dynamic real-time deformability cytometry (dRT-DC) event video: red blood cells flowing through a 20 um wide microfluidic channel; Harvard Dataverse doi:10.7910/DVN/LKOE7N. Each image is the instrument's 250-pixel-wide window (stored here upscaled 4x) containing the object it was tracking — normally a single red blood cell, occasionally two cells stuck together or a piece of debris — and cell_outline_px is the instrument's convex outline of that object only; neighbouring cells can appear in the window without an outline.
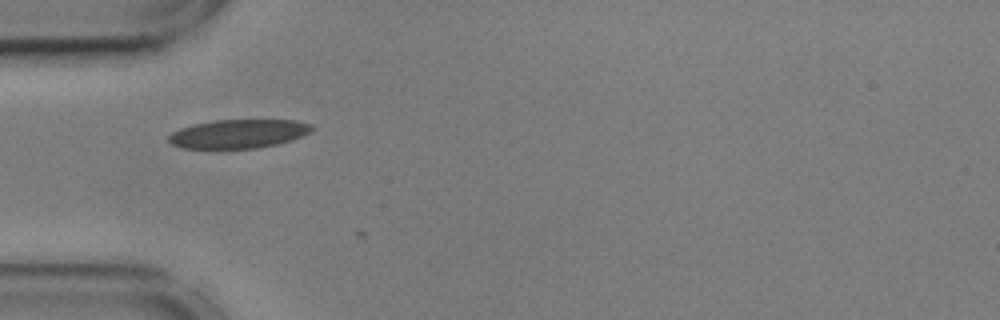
{"species": "common noctule bat (a hibernating species)", "species_latin": "Nyctalus noctula", "temperature_condition": "cold", "stored_images_in_passage": 17, "camera_frame_rate_fps": 3000, "um_per_image_px": 0.085, "animal": {"sex": "male", "body_mass_g": 17.9, "forearm_length_mm": 54.2}, "frame": {"image": 1, "passage_image": 1, "time_ms": 0.0, "image_size_px": [1000, 320], "cell_outline_px": [[316, 128], [312, 132], [292, 140], [276, 144], [256, 148], [184, 148], [172, 144], [168, 140], [168, 136], [172, 132], [180, 128], [192, 124], [212, 120], [296, 120], [312, 124]], "centroid_in_image_um": [20.31, 11.36], "position_along_channel_um": 64.7, "area_um2": 24.16}}
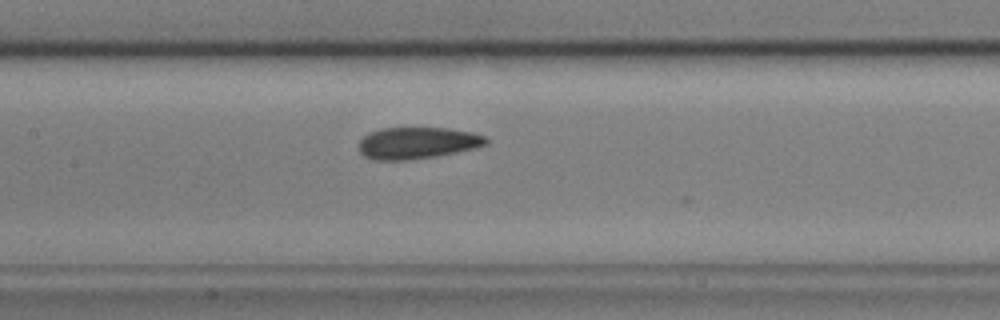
{"frame": {"image": 2, "passage_image": 10, "time_ms": 3.0, "image_size_px": [1000, 320], "cell_outline_px": [[488, 144], [456, 152], [408, 160], [372, 160], [364, 156], [360, 152], [360, 140], [364, 136], [380, 128], [448, 128], [472, 132], [484, 136], [488, 140]], "centroid_in_image_um": [35.46, 12.15], "position_along_channel_um": 171.9, "area_um2": 23.24}}